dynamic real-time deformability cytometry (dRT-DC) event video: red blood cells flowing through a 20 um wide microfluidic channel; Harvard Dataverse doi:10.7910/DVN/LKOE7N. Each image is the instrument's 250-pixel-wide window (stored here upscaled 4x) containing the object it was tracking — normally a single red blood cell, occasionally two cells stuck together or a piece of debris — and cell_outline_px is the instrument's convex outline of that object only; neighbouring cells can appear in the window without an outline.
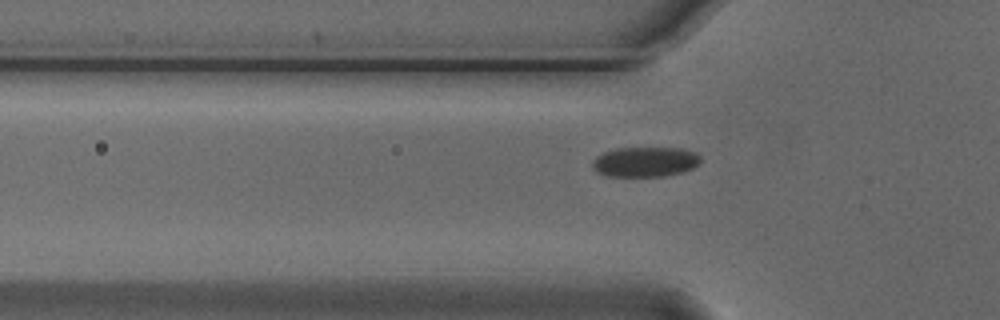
{"species": "Egyptian fruit bat (a non-hibernating species)", "species_latin": "Rousettus aegyptiacus", "temperature_condition": "cold", "stored_images_in_passage": 40, "camera_frame_rate_fps": 3000, "um_per_image_px": 0.085, "animal": {"sex": "male"}, "frame": {"image": 1, "passage_image": 8, "time_ms": 2.333, "image_size_px": [1000, 320], "cell_outline_px": [[700, 164], [692, 168], [680, 172], [664, 176], [604, 176], [596, 172], [592, 168], [592, 160], [596, 156], [604, 152], [616, 148], [680, 148], [696, 152], [700, 156]], "centroid_in_image_um": [54.8, 13.75], "position_along_channel_um": 71.0, "area_um2": 19.02}}
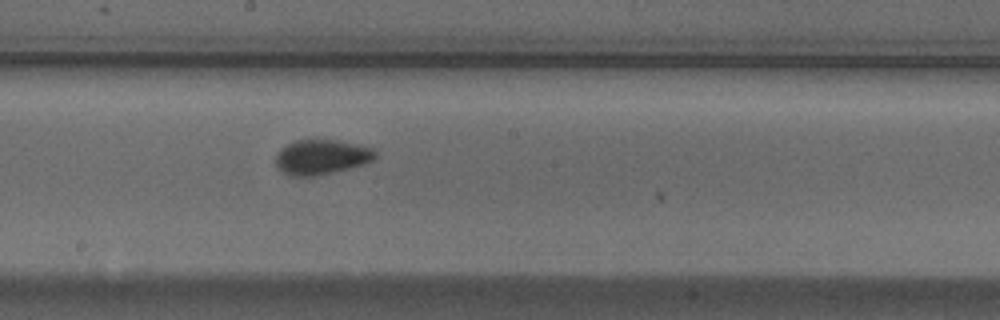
{"frame": {"image": 2, "passage_image": 20, "time_ms": 6.333, "image_size_px": [1000, 320], "cell_outline_px": [[376, 156], [372, 160], [348, 168], [332, 172], [312, 176], [292, 176], [280, 172], [276, 168], [276, 152], [280, 148], [296, 140], [336, 140], [372, 148], [376, 152]], "centroid_in_image_um": [27.24, 13.35], "position_along_channel_um": 221.0, "area_um2": 20.0}}
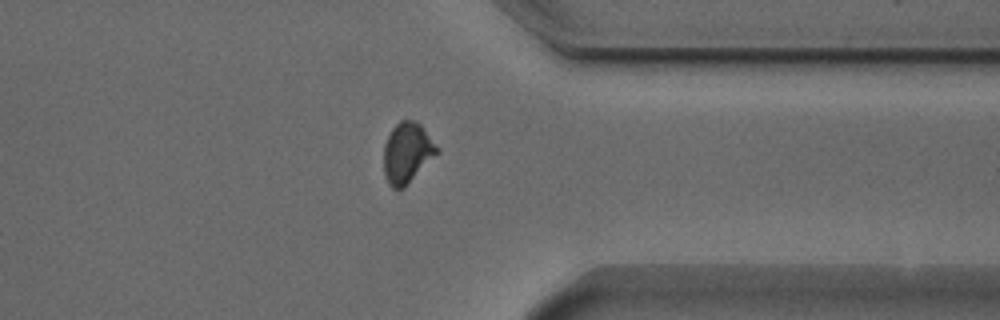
{"frame": {"image": 3, "passage_image": 33, "time_ms": 10.667, "image_size_px": [1000, 320], "cell_outline_px": [[440, 152], [404, 188], [392, 188], [388, 184], [384, 176], [384, 144], [392, 128], [400, 120], [412, 120], [420, 124], [440, 148]], "centroid_in_image_um": [34.62, 13.0], "position_along_channel_um": 376.8, "area_um2": 18.96}}